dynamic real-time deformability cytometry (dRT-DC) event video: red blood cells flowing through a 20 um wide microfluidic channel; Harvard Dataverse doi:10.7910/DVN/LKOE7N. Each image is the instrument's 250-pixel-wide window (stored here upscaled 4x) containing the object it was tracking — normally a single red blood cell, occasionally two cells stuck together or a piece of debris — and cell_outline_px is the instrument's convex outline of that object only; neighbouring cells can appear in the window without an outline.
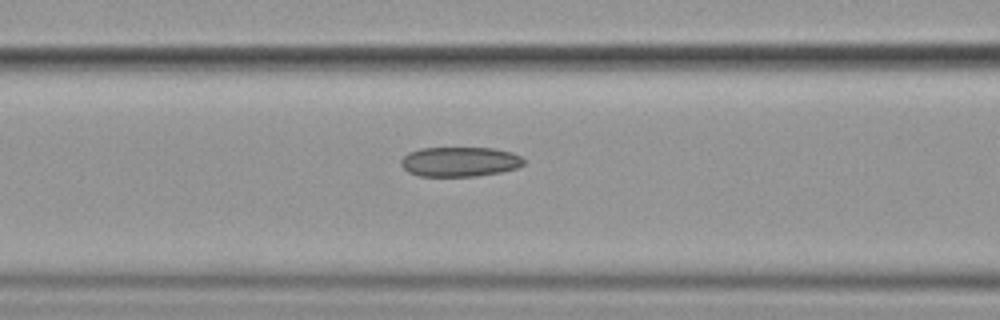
{"species": "common noctule bat (a hibernating species)", "species_latin": "Nyctalus noctula", "temperature_condition": "cold", "stored_images_in_passage": 6, "segment_of_instrument_passage": [2, 2], "camera_frame_rate_fps": 3000, "um_per_image_px": 0.085, "animal": {"sex": "female", "body_mass_g": 19.9}, "frame": {"image": 1, "passage_image": 6, "time_ms": 5.667, "image_size_px": [1000, 320], "cell_outline_px": [[524, 164], [516, 168], [500, 172], [476, 176], [420, 176], [408, 172], [400, 164], [400, 160], [408, 152], [420, 148], [492, 148], [512, 152], [520, 156], [524, 160]], "centroid_in_image_um": [39.06, 13.74], "position_along_channel_um": 127.5, "area_um2": 21.27}}